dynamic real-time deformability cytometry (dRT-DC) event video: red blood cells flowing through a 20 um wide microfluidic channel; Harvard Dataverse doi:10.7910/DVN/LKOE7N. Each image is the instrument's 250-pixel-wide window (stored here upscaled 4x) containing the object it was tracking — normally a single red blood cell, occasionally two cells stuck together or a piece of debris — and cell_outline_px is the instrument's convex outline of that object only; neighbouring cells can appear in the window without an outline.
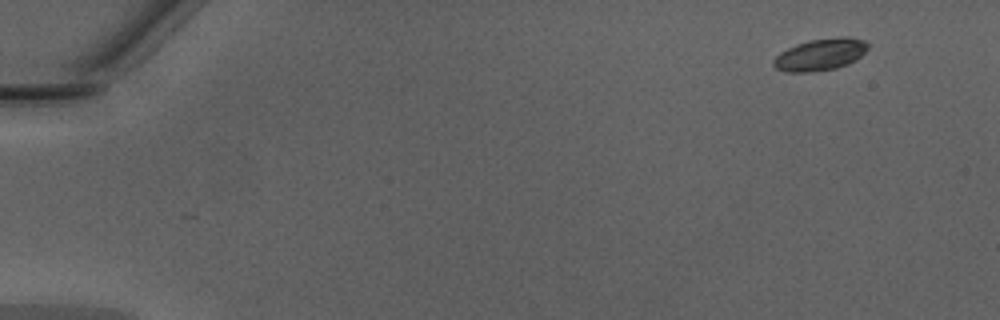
{"species": "Egyptian fruit bat (a non-hibernating species)", "species_latin": "Rousettus aegyptiacus", "temperature_condition": "warm", "stored_images_in_passage": 10, "camera_frame_rate_fps": 3000, "um_per_image_px": 0.085, "animal": {"sex": "male"}, "frame": {"image": 1, "passage_image": 1, "time_ms": 0.0, "image_size_px": [1000, 320], "cell_outline_px": [[868, 48], [856, 60], [848, 64], [836, 68], [808, 72], [784, 72], [776, 68], [772, 64], [772, 60], [780, 52], [796, 44], [812, 40], [844, 36], [848, 36], [864, 40], [868, 44]], "centroid_in_image_um": [69.72, 4.64], "position_along_channel_um": 15.3, "area_um2": 17.51}}